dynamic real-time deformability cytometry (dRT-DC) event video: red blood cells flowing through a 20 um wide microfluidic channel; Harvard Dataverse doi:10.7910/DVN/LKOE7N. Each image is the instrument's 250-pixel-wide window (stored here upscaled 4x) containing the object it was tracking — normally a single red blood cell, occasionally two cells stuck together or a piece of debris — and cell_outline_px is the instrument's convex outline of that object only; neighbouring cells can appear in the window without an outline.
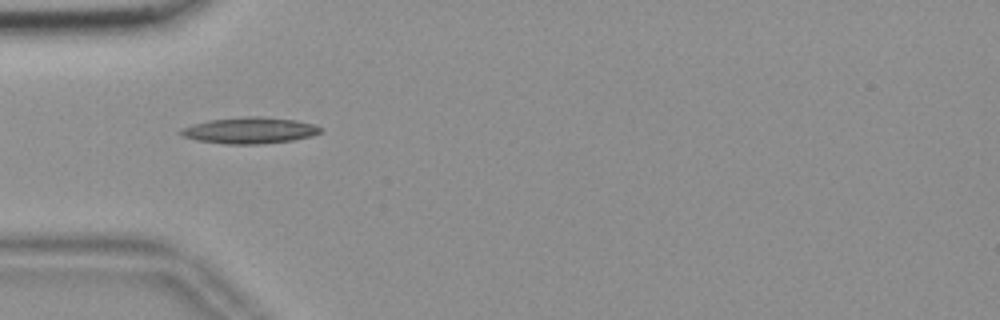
{"species": "common noctule bat (a hibernating species)", "species_latin": "Nyctalus noctula", "temperature_condition": "room temperature", "stored_images_in_passage": 11, "camera_frame_rate_fps": 3000, "um_per_image_px": 0.085, "animal": {"sex": "female", "body_mass_g": 18.4}, "frame": {"image": 1, "passage_image": 1, "time_ms": 0.0, "image_size_px": [1000, 320], "cell_outline_px": [[320, 132], [312, 136], [292, 140], [260, 144], [228, 144], [196, 140], [184, 136], [180, 132], [180, 128], [192, 124], [208, 120], [248, 116], [264, 116], [296, 120], [312, 124], [320, 128]], "centroid_in_image_um": [21.2, 11.08], "position_along_channel_um": 63.8, "area_um2": 21.27}}